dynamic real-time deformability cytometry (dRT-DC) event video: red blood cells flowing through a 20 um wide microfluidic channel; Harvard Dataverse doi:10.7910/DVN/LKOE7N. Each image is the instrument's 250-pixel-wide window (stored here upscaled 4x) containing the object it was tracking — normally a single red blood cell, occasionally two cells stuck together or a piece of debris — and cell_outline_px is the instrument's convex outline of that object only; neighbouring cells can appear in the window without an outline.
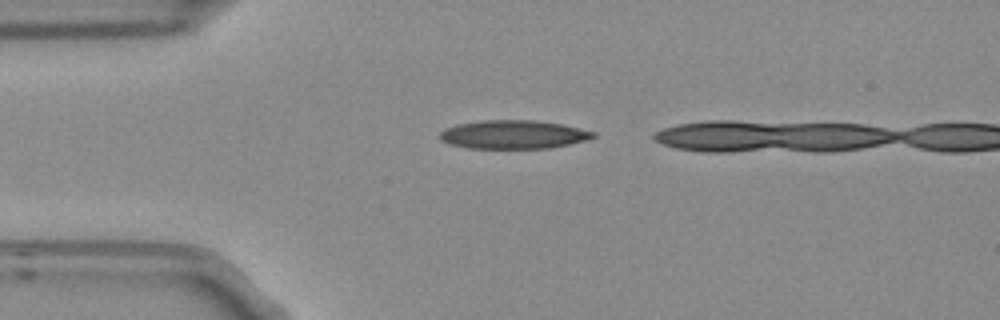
{"species": "Egyptian fruit bat (a non-hibernating species)", "species_latin": "Rousettus aegyptiacus", "temperature_condition": "room temperature", "stored_images_in_passage": 5, "camera_frame_rate_fps": 3000, "um_per_image_px": 0.085, "frame": {"image": 1, "passage_image": 1, "time_ms": 0.0, "image_size_px": [1000, 320], "cell_outline_px": [[596, 136], [588, 140], [548, 148], [468, 148], [452, 144], [440, 140], [440, 132], [456, 124], [484, 120], [532, 120], [560, 124], [596, 132]], "centroid_in_image_um": [43.65, 11.43], "position_along_channel_um": 41.4, "area_um2": 25.26}}